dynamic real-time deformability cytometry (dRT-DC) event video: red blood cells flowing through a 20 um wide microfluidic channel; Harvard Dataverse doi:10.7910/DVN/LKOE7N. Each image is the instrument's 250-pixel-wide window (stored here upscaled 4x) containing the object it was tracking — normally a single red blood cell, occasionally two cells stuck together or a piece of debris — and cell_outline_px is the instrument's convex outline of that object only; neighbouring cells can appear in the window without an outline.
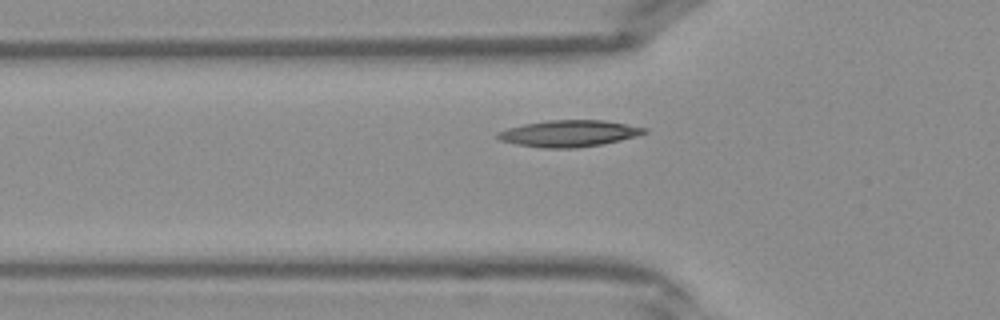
{"species": "Egyptian fruit bat (a non-hibernating species)", "species_latin": "Rousettus aegyptiacus", "temperature_condition": "warm", "stored_images_in_passage": 32, "segment_of_instrument_passage": [1, 2], "camera_frame_rate_fps": 3000, "um_per_image_px": 0.085, "frame": {"image": 1, "passage_image": 4, "time_ms": 1.0, "image_size_px": [1000, 320], "cell_outline_px": [[648, 132], [636, 136], [604, 144], [576, 148], [540, 148], [516, 144], [500, 140], [496, 136], [496, 132], [508, 128], [524, 124], [548, 120], [604, 120], [628, 124], [648, 128]], "centroid_in_image_um": [48.38, 11.34], "position_along_channel_um": 77.4, "area_um2": 22.83}}
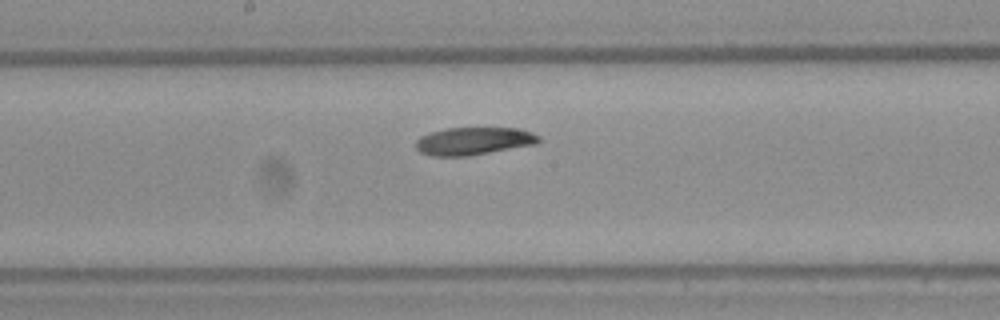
{"frame": {"image": 2, "passage_image": 12, "time_ms": 3.667, "image_size_px": [1000, 320], "cell_outline_px": [[540, 140], [536, 144], [468, 156], [432, 156], [420, 152], [416, 148], [416, 140], [420, 136], [444, 128], [520, 128], [532, 132], [540, 136]], "centroid_in_image_um": [40.26, 11.98], "position_along_channel_um": 207.9, "area_um2": 19.88}}
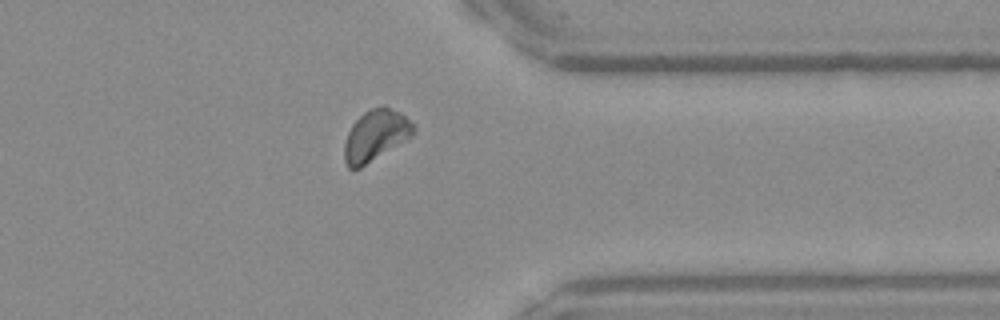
{"frame": {"image": 3, "passage_image": 23, "time_ms": 7.333, "image_size_px": [1000, 320], "cell_outline_px": [[416, 132], [412, 136], [360, 168], [348, 168], [344, 160], [344, 144], [348, 132], [352, 124], [364, 112], [372, 108], [384, 104], [400, 112], [416, 124]], "centroid_in_image_um": [31.95, 11.48], "position_along_channel_um": 379.4, "area_um2": 20.69}}